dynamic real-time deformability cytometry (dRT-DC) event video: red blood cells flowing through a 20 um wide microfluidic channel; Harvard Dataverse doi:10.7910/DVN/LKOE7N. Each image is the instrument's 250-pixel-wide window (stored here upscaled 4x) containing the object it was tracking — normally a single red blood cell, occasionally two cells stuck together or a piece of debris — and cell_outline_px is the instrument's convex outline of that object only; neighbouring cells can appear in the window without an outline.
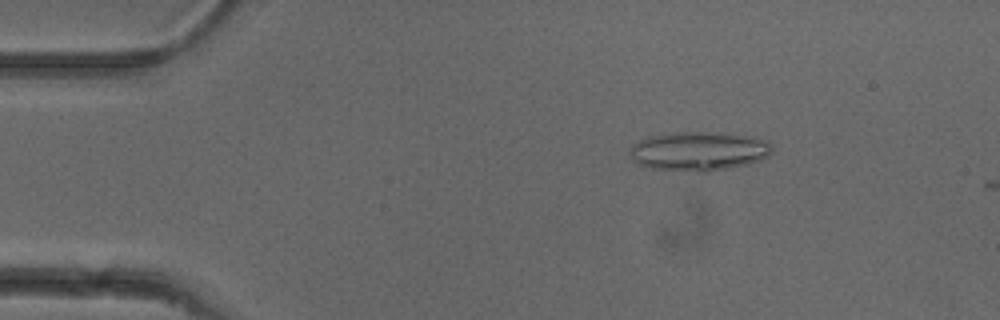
{"species": "common noctule bat (a hibernating species)", "species_latin": "Nyctalus noctula", "temperature_condition": "cold", "stored_images_in_passage": 10, "camera_frame_rate_fps": 3000, "um_per_image_px": 0.085, "animal": {"sex": "female"}, "frame": {"image": 1, "passage_image": 8, "time_ms": 2.333, "image_size_px": [1000, 320], "cell_outline_px": [[772, 152], [768, 156], [760, 160], [748, 164], [708, 172], [696, 172], [652, 168], [640, 164], [632, 160], [632, 144], [640, 140], [652, 136], [676, 132], [720, 132], [748, 136], [768, 140], [772, 148]], "centroid_in_image_um": [59.45, 12.85], "position_along_channel_um": 25.6, "area_um2": 32.31}}